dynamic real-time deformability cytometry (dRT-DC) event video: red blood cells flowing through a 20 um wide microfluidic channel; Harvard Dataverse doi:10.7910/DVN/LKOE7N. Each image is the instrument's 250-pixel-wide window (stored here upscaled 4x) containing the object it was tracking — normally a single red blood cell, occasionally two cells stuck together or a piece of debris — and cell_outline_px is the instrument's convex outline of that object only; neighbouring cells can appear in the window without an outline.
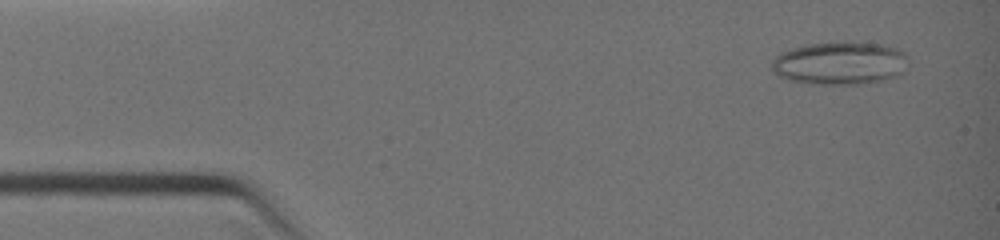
{"species": "common noctule bat (a hibernating species)", "species_latin": "Nyctalus noctula", "temperature_condition": "warm", "stored_images_in_passage": 37, "camera_frame_rate_fps": 3000, "um_per_image_px": 0.085, "animal": {"sex": "female", "body_mass_g": 19.0, "forearm_length_mm": 51.5}, "frame": {"image": 1, "passage_image": 3, "time_ms": 0.667, "image_size_px": [1000, 240], "cell_outline_px": [[908, 56], [904, 72], [896, 76], [884, 80], [860, 84], [808, 84], [788, 80], [780, 76], [772, 68], [772, 60], [780, 52], [804, 44], [848, 40], [880, 44], [896, 48], [904, 52]], "centroid_in_image_um": [71.4, 5.35], "position_along_channel_um": 13.6, "area_um2": 34.8}}
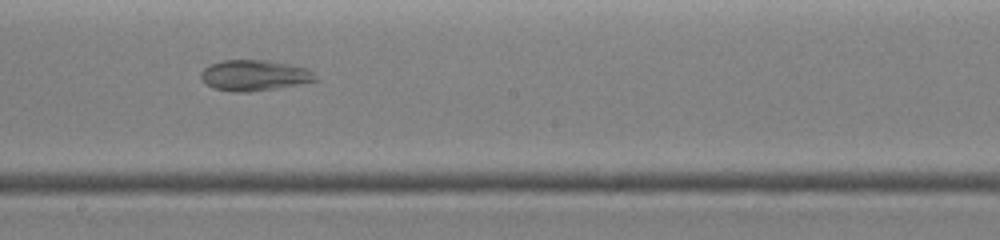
{"frame": {"image": 2, "passage_image": 19, "time_ms": 6.667, "image_size_px": [1000, 240], "cell_outline_px": [[320, 80], [276, 88], [248, 92], [232, 92], [212, 88], [200, 76], [200, 72], [208, 64], [224, 60], [268, 60], [292, 64], [308, 68]], "centroid_in_image_um": [21.63, 6.4], "position_along_channel_um": 226.6, "area_um2": 20.69}}
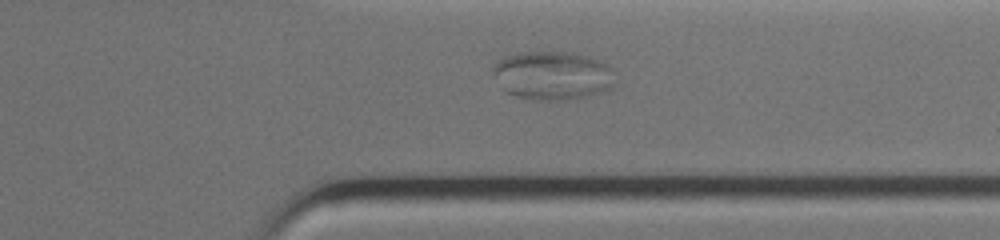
{"frame": {"image": 3, "passage_image": 28, "time_ms": 9.333, "image_size_px": [1000, 240], "cell_outline_px": [[616, 84], [600, 92], [588, 96], [564, 100], [532, 100], [516, 96], [500, 88], [492, 76], [492, 64], [504, 56], [520, 52], [576, 52], [600, 60], [612, 68], [616, 72]], "centroid_in_image_um": [46.95, 6.41], "position_along_channel_um": 364.4, "area_um2": 35.37}}